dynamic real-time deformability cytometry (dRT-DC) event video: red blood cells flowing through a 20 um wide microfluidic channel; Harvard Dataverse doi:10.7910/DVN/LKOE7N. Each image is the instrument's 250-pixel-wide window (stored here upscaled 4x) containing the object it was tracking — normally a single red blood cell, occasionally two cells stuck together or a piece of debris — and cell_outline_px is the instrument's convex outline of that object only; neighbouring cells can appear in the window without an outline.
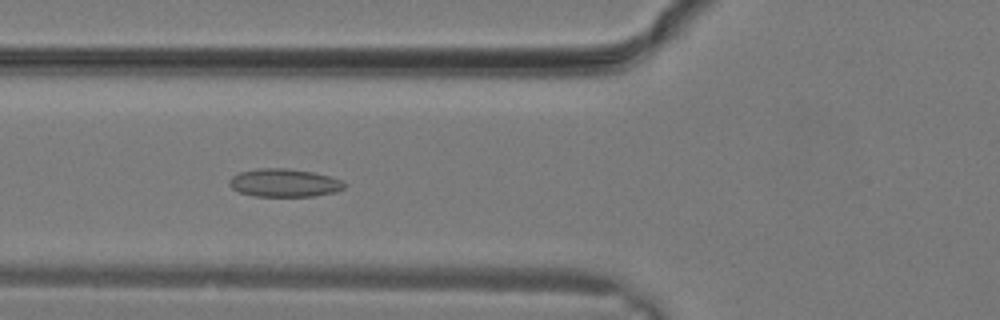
{"species": "common noctule bat (a hibernating species)", "species_latin": "Nyctalus noctula", "temperature_condition": "warm", "stored_images_in_passage": 19, "camera_frame_rate_fps": 3000, "um_per_image_px": 0.085, "animal": {"sex": "male", "body_mass_g": 19.2, "forearm_length_mm": 51.8}, "frame": {"image": 1, "passage_image": 12, "time_ms": 3.667, "image_size_px": [1000, 320], "cell_outline_px": [[348, 184], [344, 188], [336, 192], [312, 196], [256, 196], [240, 192], [232, 188], [228, 184], [228, 180], [232, 176], [240, 172], [256, 168], [288, 168], [312, 172], [328, 176], [340, 180]], "centroid_in_image_um": [24.15, 15.54], "position_along_channel_um": 101.7, "area_um2": 18.84}}
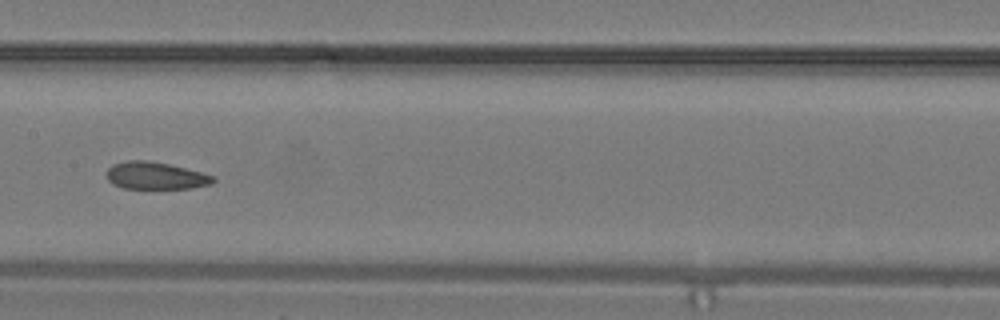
{"frame": {"image": 2, "passage_image": 16, "time_ms": 5.0, "image_size_px": [1000, 320], "cell_outline_px": [[216, 180], [212, 184], [192, 188], [124, 188], [112, 184], [108, 180], [108, 168], [112, 164], [128, 160], [148, 160], [168, 164], [216, 176]], "centroid_in_image_um": [13.24, 14.93], "position_along_channel_um": 194.2, "area_um2": 16.88}}
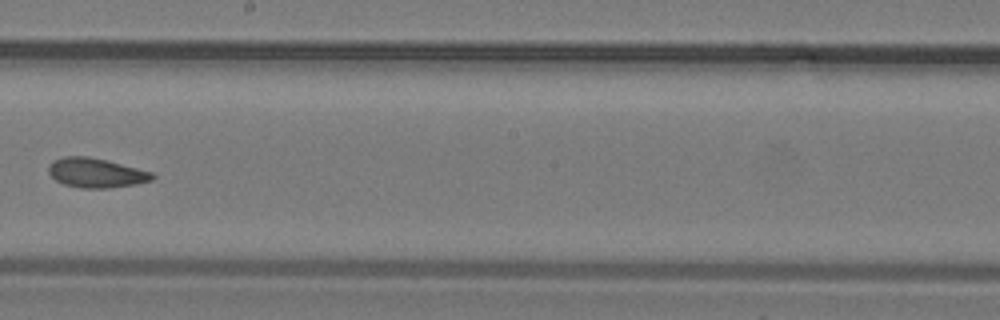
{"frame": {"image": 3, "passage_image": 18, "time_ms": 5.667, "image_size_px": [1000, 320], "cell_outline_px": [[156, 176], [152, 180], [136, 184], [108, 188], [80, 188], [64, 184], [56, 180], [48, 172], [48, 164], [52, 160], [64, 156], [88, 156], [152, 172]], "centroid_in_image_um": [8.13, 14.69], "position_along_channel_um": 240.1, "area_um2": 17.74}}